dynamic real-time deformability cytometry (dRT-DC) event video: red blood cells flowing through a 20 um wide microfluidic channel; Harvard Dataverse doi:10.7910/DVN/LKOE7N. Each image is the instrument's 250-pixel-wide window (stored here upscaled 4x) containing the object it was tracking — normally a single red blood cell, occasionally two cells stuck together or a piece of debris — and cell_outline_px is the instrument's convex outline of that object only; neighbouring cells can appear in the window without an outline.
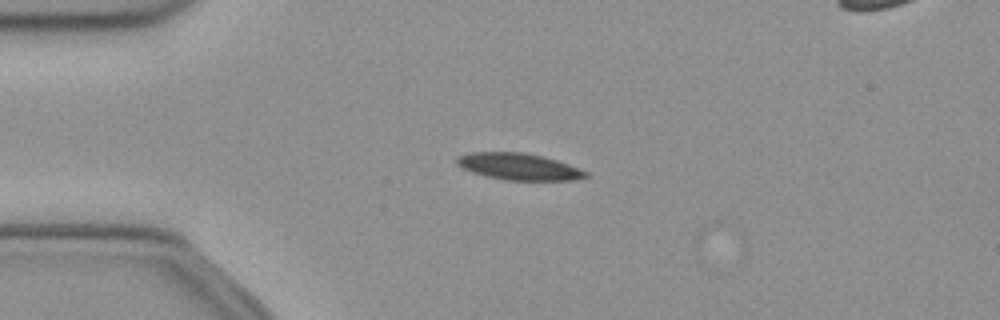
{"species": "common noctule bat (a hibernating species)", "species_latin": "Nyctalus noctula", "temperature_condition": "cold", "stored_images_in_passage": 41, "camera_frame_rate_fps": 3000, "um_per_image_px": 0.085, "animal": {"sex": "female", "body_mass_g": 21.9}, "frame": {"image": 1, "passage_image": 1, "time_ms": 0.0, "image_size_px": [1000, 320], "cell_outline_px": [[588, 176], [572, 180], [504, 180], [472, 172], [456, 164], [456, 156], [468, 152], [524, 152], [544, 156], [568, 164], [588, 172]], "centroid_in_image_um": [44.07, 14.15], "position_along_channel_um": 40.9, "area_um2": 20.0}}
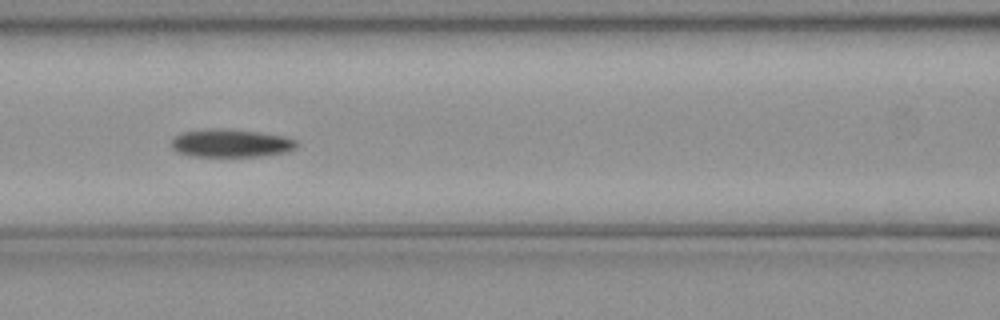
{"frame": {"image": 2, "passage_image": 11, "time_ms": 3.333, "image_size_px": [1000, 320], "cell_outline_px": [[300, 144], [296, 148], [288, 152], [264, 156], [188, 156], [176, 152], [172, 148], [172, 136], [184, 132], [208, 128], [220, 128], [256, 132], [284, 136], [296, 140]], "centroid_in_image_um": [19.62, 12.18], "position_along_channel_um": 147.0, "area_um2": 20.69}}
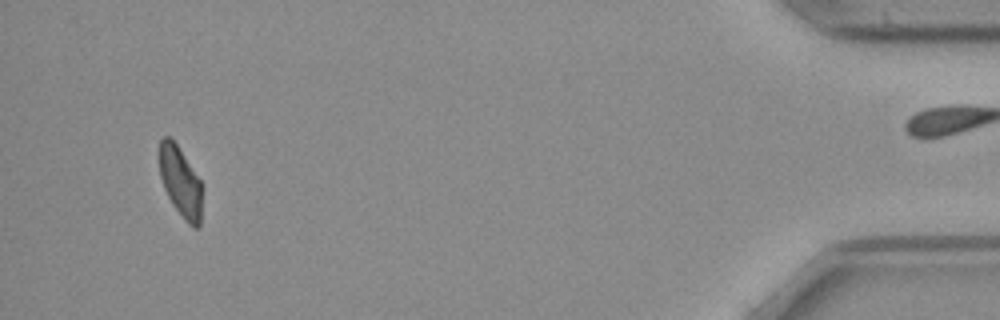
{"frame": {"image": 3, "passage_image": 38, "time_ms": 12.333, "image_size_px": [1000, 320], "cell_outline_px": [[200, 228], [192, 228], [184, 220], [172, 204], [164, 188], [160, 176], [160, 140], [164, 136], [168, 136], [176, 144], [200, 180]], "centroid_in_image_um": [15.32, 15.49], "position_along_channel_um": 419.9, "area_um2": 16.99}}